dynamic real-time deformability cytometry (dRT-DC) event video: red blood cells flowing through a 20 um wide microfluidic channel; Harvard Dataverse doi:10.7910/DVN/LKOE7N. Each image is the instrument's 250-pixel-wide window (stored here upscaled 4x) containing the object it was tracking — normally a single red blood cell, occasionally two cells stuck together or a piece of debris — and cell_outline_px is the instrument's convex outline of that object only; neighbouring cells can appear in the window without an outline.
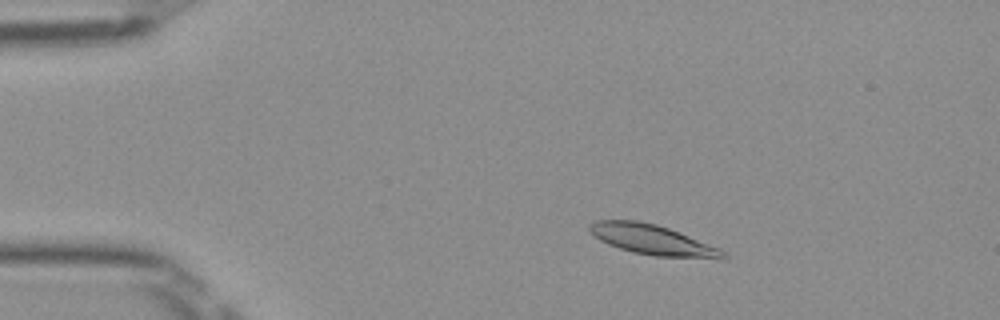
{"species": "Egyptian fruit bat (a non-hibernating species)", "species_latin": "Rousettus aegyptiacus", "temperature_condition": "room temperature", "stored_images_in_passage": 50, "camera_frame_rate_fps": 3000, "um_per_image_px": 0.085, "frame": {"image": 1, "passage_image": 8, "time_ms": 2.333, "image_size_px": [1000, 320], "cell_outline_px": [[728, 256], [724, 260], [720, 260], [656, 256], [632, 252], [608, 244], [600, 240], [588, 228], [588, 224], [596, 220], [636, 220], [656, 224], [668, 228], [720, 248], [728, 252]], "centroid_in_image_um": [55.55, 20.41], "position_along_channel_um": 29.4, "area_um2": 23.64}}
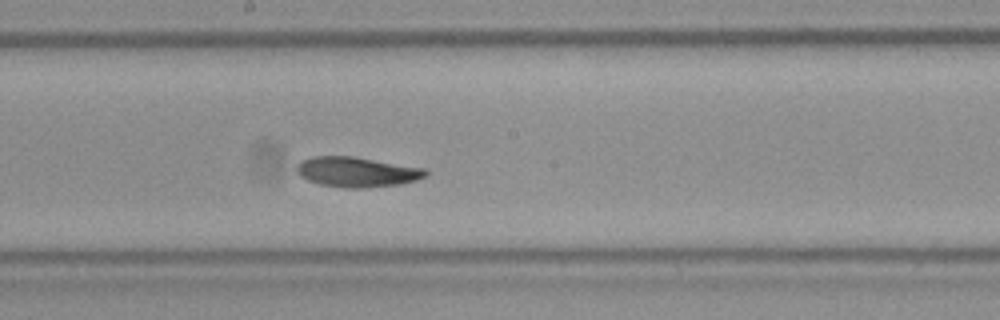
{"frame": {"image": 2, "passage_image": 27, "time_ms": 8.667, "image_size_px": [1000, 320], "cell_outline_px": [[428, 176], [416, 180], [400, 184], [364, 188], [344, 188], [320, 184], [308, 180], [300, 176], [296, 172], [296, 164], [300, 160], [312, 156], [356, 156], [428, 168]], "centroid_in_image_um": [30.36, 14.6], "position_along_channel_um": 217.8, "area_um2": 23.12}}
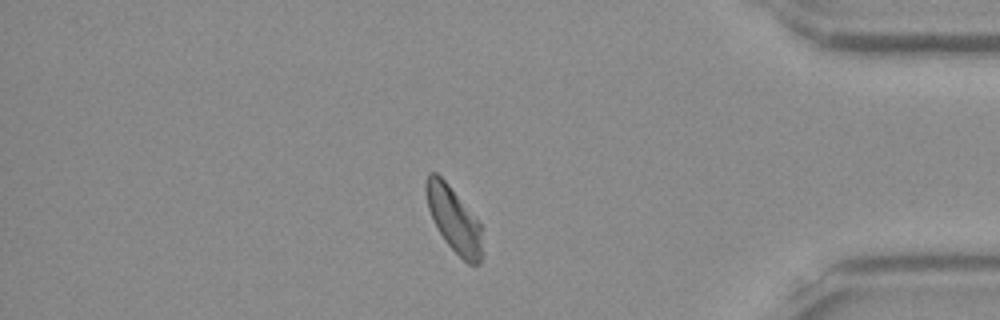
{"frame": {"image": 3, "passage_image": 43, "time_ms": 14.0, "image_size_px": [1000, 320], "cell_outline_px": [[484, 256], [480, 264], [468, 264], [444, 240], [428, 208], [424, 188], [424, 184], [428, 172], [436, 172], [448, 184], [480, 224], [484, 252]], "centroid_in_image_um": [38.59, 18.67], "position_along_channel_um": 396.6, "area_um2": 21.15}, "authors_computed_cell_mechanics": {"area_um2": 22.3686, "velocity_mm_per_s": 3.9302, "shape_relaxation_time_tau1_ms": 4.1684, "shape_relaxation_time_tau2_ms": 5.2808, "deformation_change_tau1": 0.1564, "deformation_change_tau2": 0.123}}